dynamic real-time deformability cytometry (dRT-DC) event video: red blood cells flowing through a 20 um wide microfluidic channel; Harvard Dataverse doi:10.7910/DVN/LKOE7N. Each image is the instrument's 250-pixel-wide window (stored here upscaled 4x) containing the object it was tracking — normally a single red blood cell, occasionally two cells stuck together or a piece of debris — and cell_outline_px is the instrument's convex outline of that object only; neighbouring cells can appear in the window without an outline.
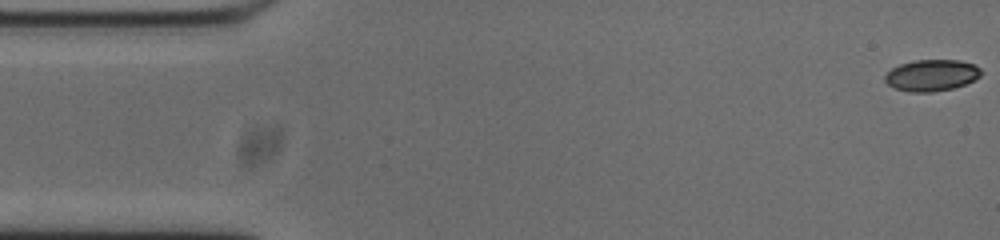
{"species": "common noctule bat (a hibernating species)", "species_latin": "Nyctalus noctula", "temperature_condition": "cold", "stored_images_in_passage": 53, "camera_frame_rate_fps": 3000, "um_per_image_px": 0.085, "animal": {"sex": "male", "body_mass_g": 20.0, "forearm_length_mm": 53.3}, "frame": {"image": 1, "passage_image": 1, "time_ms": 0.0, "image_size_px": [1000, 240], "cell_outline_px": [[980, 76], [964, 84], [952, 88], [932, 92], [908, 92], [892, 88], [884, 80], [884, 76], [892, 68], [900, 64], [912, 60], [960, 60], [972, 64], [980, 68]], "centroid_in_image_um": [79.13, 6.4], "position_along_channel_um": 5.9, "area_um2": 17.57}}
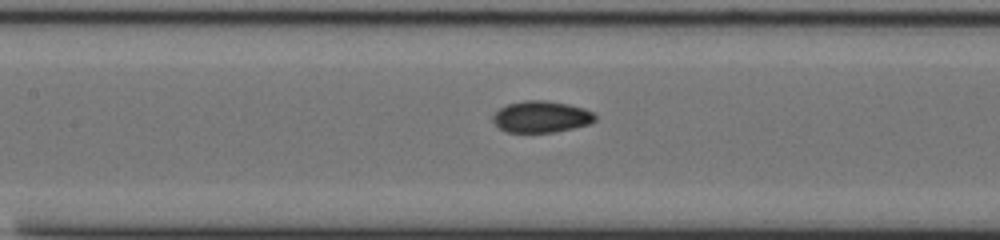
{"frame": {"image": 2, "passage_image": 23, "time_ms": 7.333, "image_size_px": [1000, 240], "cell_outline_px": [[596, 120], [592, 124], [552, 132], [508, 132], [500, 128], [492, 120], [492, 116], [500, 108], [508, 104], [524, 100], [544, 100], [568, 104], [584, 108], [592, 112], [596, 116]], "centroid_in_image_um": [46.03, 9.92], "position_along_channel_um": 161.4, "area_um2": 18.73}}
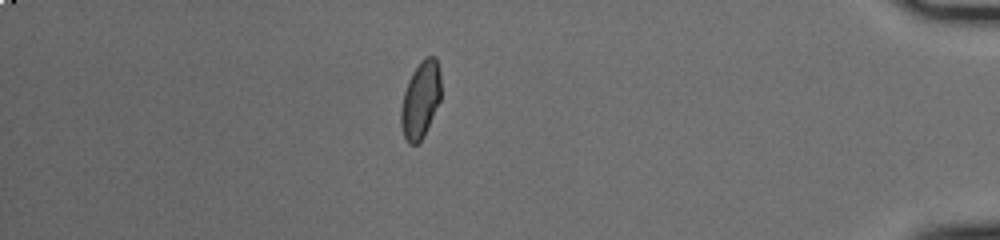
{"frame": {"image": 3, "passage_image": 46, "time_ms": 15.0, "image_size_px": [1000, 240], "cell_outline_px": [[440, 100], [424, 136], [416, 144], [408, 144], [404, 136], [400, 124], [400, 108], [404, 92], [408, 80], [412, 72], [420, 60], [424, 56], [436, 56], [440, 68]], "centroid_in_image_um": [35.74, 8.44], "position_along_channel_um": 399.5, "area_um2": 18.15}, "authors_computed_cell_mechanics": {"area_um2": 18.207, "velocity_mm_per_s": 3.7807, "shape_relaxation_time_tau1_ms": null, "shape_relaxation_time_tau2_ms": 1.6402, "deformation_change_tau1": null, "deformation_change_tau2": 0.0431}}